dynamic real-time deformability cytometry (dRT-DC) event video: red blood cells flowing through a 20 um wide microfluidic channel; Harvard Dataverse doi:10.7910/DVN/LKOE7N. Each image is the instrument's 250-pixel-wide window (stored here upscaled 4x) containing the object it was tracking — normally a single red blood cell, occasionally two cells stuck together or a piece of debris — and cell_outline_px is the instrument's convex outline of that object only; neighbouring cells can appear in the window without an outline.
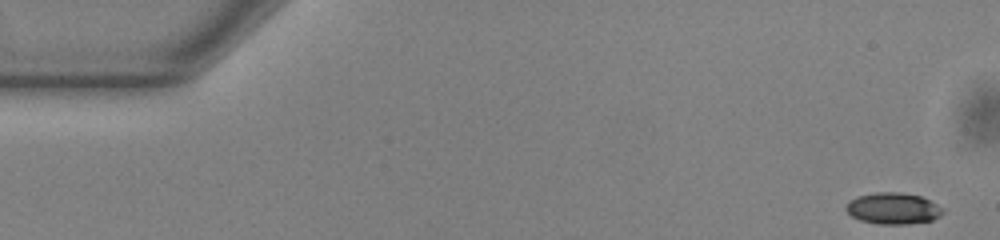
{"species": "common noctule bat (a hibernating species)", "species_latin": "Nyctalus noctula", "temperature_condition": "warm", "stored_images_in_passage": 52, "camera_frame_rate_fps": 3000, "um_per_image_px": 0.085, "animal": {"sex": "male", "body_mass_g": 13.0, "forearm_length_mm": 53.1}, "frame": {"image": 1, "passage_image": 1, "time_ms": 0.0, "image_size_px": [1000, 240], "cell_outline_px": [[944, 212], [940, 216], [932, 220], [908, 224], [876, 224], [860, 220], [852, 216], [844, 208], [848, 200], [856, 196], [876, 192], [900, 192], [920, 196], [944, 208]], "centroid_in_image_um": [75.89, 17.71], "position_along_channel_um": 9.1, "area_um2": 17.86}}
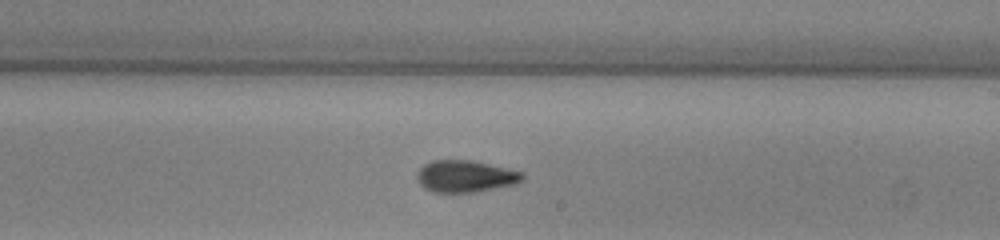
{"frame": {"image": 2, "passage_image": 30, "time_ms": 9.667, "image_size_px": [1000, 240], "cell_outline_px": [[524, 180], [516, 184], [476, 192], [432, 192], [424, 188], [416, 180], [416, 172], [424, 164], [432, 160], [472, 160], [524, 172]], "centroid_in_image_um": [39.55, 14.98], "position_along_channel_um": 249.4, "area_um2": 19.83}}
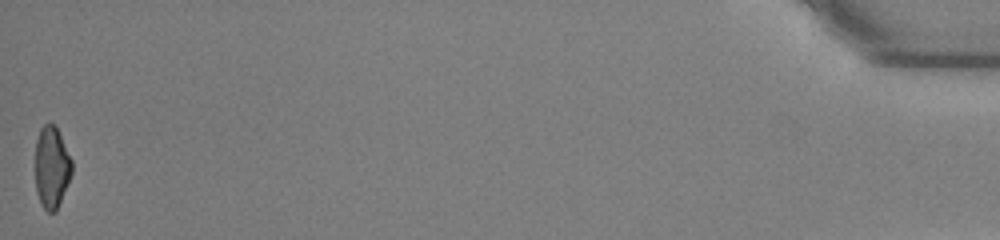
{"frame": {"image": 3, "passage_image": 52, "time_ms": 17.0, "image_size_px": [1000, 240], "cell_outline_px": [[72, 172], [56, 212], [48, 212], [44, 208], [36, 192], [36, 140], [40, 128], [44, 124], [52, 124], [56, 128], [72, 160]], "centroid_in_image_um": [4.39, 14.23], "position_along_channel_um": 430.8, "area_um2": 17.11}, "authors_computed_cell_mechanics": {"area_um2": 18.785, "velocity_mm_per_s": 3.8903, "shape_relaxation_time_tau1_ms": 4.5184, "shape_relaxation_time_tau2_ms": 2.845, "deformation_change_tau1": 0.1363, "deformation_change_tau2": 0.0858}}